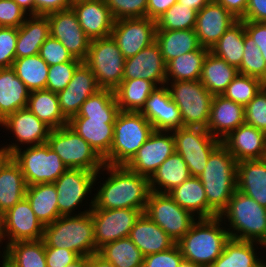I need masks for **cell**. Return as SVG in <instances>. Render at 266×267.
<instances>
[{
	"mask_svg": "<svg viewBox=\"0 0 266 267\" xmlns=\"http://www.w3.org/2000/svg\"><path fill=\"white\" fill-rule=\"evenodd\" d=\"M119 111L114 91L101 88L86 99L68 125L104 159L110 152Z\"/></svg>",
	"mask_w": 266,
	"mask_h": 267,
	"instance_id": "cell-1",
	"label": "cell"
},
{
	"mask_svg": "<svg viewBox=\"0 0 266 267\" xmlns=\"http://www.w3.org/2000/svg\"><path fill=\"white\" fill-rule=\"evenodd\" d=\"M94 186L92 208L100 209L133 208L144 212L151 192L149 178L132 172L126 166L108 164L96 173Z\"/></svg>",
	"mask_w": 266,
	"mask_h": 267,
	"instance_id": "cell-2",
	"label": "cell"
},
{
	"mask_svg": "<svg viewBox=\"0 0 266 267\" xmlns=\"http://www.w3.org/2000/svg\"><path fill=\"white\" fill-rule=\"evenodd\" d=\"M230 239L228 230L219 217L197 219L190 230L176 243L183 259L200 267H211L222 254Z\"/></svg>",
	"mask_w": 266,
	"mask_h": 267,
	"instance_id": "cell-3",
	"label": "cell"
},
{
	"mask_svg": "<svg viewBox=\"0 0 266 267\" xmlns=\"http://www.w3.org/2000/svg\"><path fill=\"white\" fill-rule=\"evenodd\" d=\"M218 217L230 238L257 242L266 247V208L251 197L236 190Z\"/></svg>",
	"mask_w": 266,
	"mask_h": 267,
	"instance_id": "cell-4",
	"label": "cell"
},
{
	"mask_svg": "<svg viewBox=\"0 0 266 267\" xmlns=\"http://www.w3.org/2000/svg\"><path fill=\"white\" fill-rule=\"evenodd\" d=\"M199 178L208 205L220 215L237 190V161L222 143L211 152Z\"/></svg>",
	"mask_w": 266,
	"mask_h": 267,
	"instance_id": "cell-5",
	"label": "cell"
},
{
	"mask_svg": "<svg viewBox=\"0 0 266 267\" xmlns=\"http://www.w3.org/2000/svg\"><path fill=\"white\" fill-rule=\"evenodd\" d=\"M42 240L45 247L65 248L79 256L88 257L98 252L90 212L60 216L53 223L45 225Z\"/></svg>",
	"mask_w": 266,
	"mask_h": 267,
	"instance_id": "cell-6",
	"label": "cell"
},
{
	"mask_svg": "<svg viewBox=\"0 0 266 267\" xmlns=\"http://www.w3.org/2000/svg\"><path fill=\"white\" fill-rule=\"evenodd\" d=\"M153 132L152 124L140 112L119 111L114 122L113 142L104 163L126 166Z\"/></svg>",
	"mask_w": 266,
	"mask_h": 267,
	"instance_id": "cell-7",
	"label": "cell"
},
{
	"mask_svg": "<svg viewBox=\"0 0 266 267\" xmlns=\"http://www.w3.org/2000/svg\"><path fill=\"white\" fill-rule=\"evenodd\" d=\"M10 156L19 165L27 186L54 183L68 169L47 143L22 147Z\"/></svg>",
	"mask_w": 266,
	"mask_h": 267,
	"instance_id": "cell-8",
	"label": "cell"
},
{
	"mask_svg": "<svg viewBox=\"0 0 266 267\" xmlns=\"http://www.w3.org/2000/svg\"><path fill=\"white\" fill-rule=\"evenodd\" d=\"M95 176L96 173L89 170L69 168L54 182L58 195V211L61 216L80 215L91 211L94 206L92 192L95 187ZM84 205L88 206V209L86 207L83 209Z\"/></svg>",
	"mask_w": 266,
	"mask_h": 267,
	"instance_id": "cell-9",
	"label": "cell"
},
{
	"mask_svg": "<svg viewBox=\"0 0 266 267\" xmlns=\"http://www.w3.org/2000/svg\"><path fill=\"white\" fill-rule=\"evenodd\" d=\"M47 144L60 156L68 169H83L97 173L105 164L91 145L68 124L51 129Z\"/></svg>",
	"mask_w": 266,
	"mask_h": 267,
	"instance_id": "cell-10",
	"label": "cell"
},
{
	"mask_svg": "<svg viewBox=\"0 0 266 267\" xmlns=\"http://www.w3.org/2000/svg\"><path fill=\"white\" fill-rule=\"evenodd\" d=\"M166 86L180 110L183 126L206 128L213 95L201 81L166 82Z\"/></svg>",
	"mask_w": 266,
	"mask_h": 267,
	"instance_id": "cell-11",
	"label": "cell"
},
{
	"mask_svg": "<svg viewBox=\"0 0 266 267\" xmlns=\"http://www.w3.org/2000/svg\"><path fill=\"white\" fill-rule=\"evenodd\" d=\"M100 88L115 90L123 81L125 58L111 36L90 41L84 61Z\"/></svg>",
	"mask_w": 266,
	"mask_h": 267,
	"instance_id": "cell-12",
	"label": "cell"
},
{
	"mask_svg": "<svg viewBox=\"0 0 266 267\" xmlns=\"http://www.w3.org/2000/svg\"><path fill=\"white\" fill-rule=\"evenodd\" d=\"M144 213L177 243L197 221L168 193L150 192Z\"/></svg>",
	"mask_w": 266,
	"mask_h": 267,
	"instance_id": "cell-13",
	"label": "cell"
},
{
	"mask_svg": "<svg viewBox=\"0 0 266 267\" xmlns=\"http://www.w3.org/2000/svg\"><path fill=\"white\" fill-rule=\"evenodd\" d=\"M175 152L182 156L193 177H199L211 152L221 143L206 128L181 127L172 131Z\"/></svg>",
	"mask_w": 266,
	"mask_h": 267,
	"instance_id": "cell-14",
	"label": "cell"
},
{
	"mask_svg": "<svg viewBox=\"0 0 266 267\" xmlns=\"http://www.w3.org/2000/svg\"><path fill=\"white\" fill-rule=\"evenodd\" d=\"M0 127H4L3 132L8 131V138H10L9 134L14 137L11 143L1 144L10 155L22 147L47 143L51 131V128L28 108L19 109L10 114L0 123Z\"/></svg>",
	"mask_w": 266,
	"mask_h": 267,
	"instance_id": "cell-15",
	"label": "cell"
},
{
	"mask_svg": "<svg viewBox=\"0 0 266 267\" xmlns=\"http://www.w3.org/2000/svg\"><path fill=\"white\" fill-rule=\"evenodd\" d=\"M90 213L94 226L96 248L99 249L106 243L128 237L130 230L144 212L133 208H92Z\"/></svg>",
	"mask_w": 266,
	"mask_h": 267,
	"instance_id": "cell-16",
	"label": "cell"
},
{
	"mask_svg": "<svg viewBox=\"0 0 266 267\" xmlns=\"http://www.w3.org/2000/svg\"><path fill=\"white\" fill-rule=\"evenodd\" d=\"M44 227L35 216L30 202L24 197L3 214V227L0 235L2 243L4 242L3 246L17 241L43 239Z\"/></svg>",
	"mask_w": 266,
	"mask_h": 267,
	"instance_id": "cell-17",
	"label": "cell"
},
{
	"mask_svg": "<svg viewBox=\"0 0 266 267\" xmlns=\"http://www.w3.org/2000/svg\"><path fill=\"white\" fill-rule=\"evenodd\" d=\"M156 30V21L148 17L126 18L115 20L110 36L126 59L153 43Z\"/></svg>",
	"mask_w": 266,
	"mask_h": 267,
	"instance_id": "cell-18",
	"label": "cell"
},
{
	"mask_svg": "<svg viewBox=\"0 0 266 267\" xmlns=\"http://www.w3.org/2000/svg\"><path fill=\"white\" fill-rule=\"evenodd\" d=\"M50 26V36L59 40L73 58L85 61L90 39L78 22L72 8L47 14Z\"/></svg>",
	"mask_w": 266,
	"mask_h": 267,
	"instance_id": "cell-19",
	"label": "cell"
},
{
	"mask_svg": "<svg viewBox=\"0 0 266 267\" xmlns=\"http://www.w3.org/2000/svg\"><path fill=\"white\" fill-rule=\"evenodd\" d=\"M174 152L175 139L172 131L154 130L126 167L132 172L150 178Z\"/></svg>",
	"mask_w": 266,
	"mask_h": 267,
	"instance_id": "cell-20",
	"label": "cell"
},
{
	"mask_svg": "<svg viewBox=\"0 0 266 267\" xmlns=\"http://www.w3.org/2000/svg\"><path fill=\"white\" fill-rule=\"evenodd\" d=\"M101 89L91 68L82 62L75 70L68 86L57 93L59 106L69 121L76 116L88 97Z\"/></svg>",
	"mask_w": 266,
	"mask_h": 267,
	"instance_id": "cell-21",
	"label": "cell"
},
{
	"mask_svg": "<svg viewBox=\"0 0 266 267\" xmlns=\"http://www.w3.org/2000/svg\"><path fill=\"white\" fill-rule=\"evenodd\" d=\"M146 79L157 87L166 85V62L156 41L125 59L123 80Z\"/></svg>",
	"mask_w": 266,
	"mask_h": 267,
	"instance_id": "cell-22",
	"label": "cell"
},
{
	"mask_svg": "<svg viewBox=\"0 0 266 267\" xmlns=\"http://www.w3.org/2000/svg\"><path fill=\"white\" fill-rule=\"evenodd\" d=\"M140 113L156 131H173L184 127L180 110L171 99L166 85L157 87L149 95Z\"/></svg>",
	"mask_w": 266,
	"mask_h": 267,
	"instance_id": "cell-23",
	"label": "cell"
},
{
	"mask_svg": "<svg viewBox=\"0 0 266 267\" xmlns=\"http://www.w3.org/2000/svg\"><path fill=\"white\" fill-rule=\"evenodd\" d=\"M237 21L238 19L226 8L216 0H211L202 10L197 12L194 30L200 45L211 49Z\"/></svg>",
	"mask_w": 266,
	"mask_h": 267,
	"instance_id": "cell-24",
	"label": "cell"
},
{
	"mask_svg": "<svg viewBox=\"0 0 266 267\" xmlns=\"http://www.w3.org/2000/svg\"><path fill=\"white\" fill-rule=\"evenodd\" d=\"M71 8L90 40L111 35L115 19L104 0H74Z\"/></svg>",
	"mask_w": 266,
	"mask_h": 267,
	"instance_id": "cell-25",
	"label": "cell"
},
{
	"mask_svg": "<svg viewBox=\"0 0 266 267\" xmlns=\"http://www.w3.org/2000/svg\"><path fill=\"white\" fill-rule=\"evenodd\" d=\"M245 124V107L223 95H214L211 102L209 121L206 129L222 141L233 130Z\"/></svg>",
	"mask_w": 266,
	"mask_h": 267,
	"instance_id": "cell-26",
	"label": "cell"
},
{
	"mask_svg": "<svg viewBox=\"0 0 266 267\" xmlns=\"http://www.w3.org/2000/svg\"><path fill=\"white\" fill-rule=\"evenodd\" d=\"M221 143L237 162L260 160L266 152V133L248 124H243L226 136Z\"/></svg>",
	"mask_w": 266,
	"mask_h": 267,
	"instance_id": "cell-27",
	"label": "cell"
},
{
	"mask_svg": "<svg viewBox=\"0 0 266 267\" xmlns=\"http://www.w3.org/2000/svg\"><path fill=\"white\" fill-rule=\"evenodd\" d=\"M128 237L138 247L144 257L168 250L176 245L175 240L145 213L136 221Z\"/></svg>",
	"mask_w": 266,
	"mask_h": 267,
	"instance_id": "cell-28",
	"label": "cell"
},
{
	"mask_svg": "<svg viewBox=\"0 0 266 267\" xmlns=\"http://www.w3.org/2000/svg\"><path fill=\"white\" fill-rule=\"evenodd\" d=\"M183 209L198 219L215 218L219 215L208 205L205 189L199 177L191 176L168 193Z\"/></svg>",
	"mask_w": 266,
	"mask_h": 267,
	"instance_id": "cell-29",
	"label": "cell"
},
{
	"mask_svg": "<svg viewBox=\"0 0 266 267\" xmlns=\"http://www.w3.org/2000/svg\"><path fill=\"white\" fill-rule=\"evenodd\" d=\"M265 251L266 247L260 243L230 238L211 267H257L265 260L262 254Z\"/></svg>",
	"mask_w": 266,
	"mask_h": 267,
	"instance_id": "cell-30",
	"label": "cell"
},
{
	"mask_svg": "<svg viewBox=\"0 0 266 267\" xmlns=\"http://www.w3.org/2000/svg\"><path fill=\"white\" fill-rule=\"evenodd\" d=\"M49 36L47 15H28L18 28L16 59L39 54L41 45Z\"/></svg>",
	"mask_w": 266,
	"mask_h": 267,
	"instance_id": "cell-31",
	"label": "cell"
},
{
	"mask_svg": "<svg viewBox=\"0 0 266 267\" xmlns=\"http://www.w3.org/2000/svg\"><path fill=\"white\" fill-rule=\"evenodd\" d=\"M29 94L12 67L0 69V123L17 110L27 108Z\"/></svg>",
	"mask_w": 266,
	"mask_h": 267,
	"instance_id": "cell-32",
	"label": "cell"
},
{
	"mask_svg": "<svg viewBox=\"0 0 266 267\" xmlns=\"http://www.w3.org/2000/svg\"><path fill=\"white\" fill-rule=\"evenodd\" d=\"M237 190L266 208V165L261 159L237 162Z\"/></svg>",
	"mask_w": 266,
	"mask_h": 267,
	"instance_id": "cell-33",
	"label": "cell"
},
{
	"mask_svg": "<svg viewBox=\"0 0 266 267\" xmlns=\"http://www.w3.org/2000/svg\"><path fill=\"white\" fill-rule=\"evenodd\" d=\"M27 184L19 165L10 156L0 167V211L4 214L26 195Z\"/></svg>",
	"mask_w": 266,
	"mask_h": 267,
	"instance_id": "cell-34",
	"label": "cell"
},
{
	"mask_svg": "<svg viewBox=\"0 0 266 267\" xmlns=\"http://www.w3.org/2000/svg\"><path fill=\"white\" fill-rule=\"evenodd\" d=\"M191 177L189 168L182 156L174 152L149 178L152 192L169 193Z\"/></svg>",
	"mask_w": 266,
	"mask_h": 267,
	"instance_id": "cell-35",
	"label": "cell"
},
{
	"mask_svg": "<svg viewBox=\"0 0 266 267\" xmlns=\"http://www.w3.org/2000/svg\"><path fill=\"white\" fill-rule=\"evenodd\" d=\"M166 64L183 54L202 49L194 29L156 30V40Z\"/></svg>",
	"mask_w": 266,
	"mask_h": 267,
	"instance_id": "cell-36",
	"label": "cell"
},
{
	"mask_svg": "<svg viewBox=\"0 0 266 267\" xmlns=\"http://www.w3.org/2000/svg\"><path fill=\"white\" fill-rule=\"evenodd\" d=\"M4 249V263L8 267H47L42 239L13 242Z\"/></svg>",
	"mask_w": 266,
	"mask_h": 267,
	"instance_id": "cell-37",
	"label": "cell"
},
{
	"mask_svg": "<svg viewBox=\"0 0 266 267\" xmlns=\"http://www.w3.org/2000/svg\"><path fill=\"white\" fill-rule=\"evenodd\" d=\"M25 197L30 202L35 216L44 226L53 223L61 216L58 211V195L54 183L27 186Z\"/></svg>",
	"mask_w": 266,
	"mask_h": 267,
	"instance_id": "cell-38",
	"label": "cell"
},
{
	"mask_svg": "<svg viewBox=\"0 0 266 267\" xmlns=\"http://www.w3.org/2000/svg\"><path fill=\"white\" fill-rule=\"evenodd\" d=\"M238 74L236 67L209 52L202 66L200 81L213 96L222 95Z\"/></svg>",
	"mask_w": 266,
	"mask_h": 267,
	"instance_id": "cell-39",
	"label": "cell"
},
{
	"mask_svg": "<svg viewBox=\"0 0 266 267\" xmlns=\"http://www.w3.org/2000/svg\"><path fill=\"white\" fill-rule=\"evenodd\" d=\"M27 108L51 129L68 124L59 106L57 93L43 89L29 94Z\"/></svg>",
	"mask_w": 266,
	"mask_h": 267,
	"instance_id": "cell-40",
	"label": "cell"
},
{
	"mask_svg": "<svg viewBox=\"0 0 266 267\" xmlns=\"http://www.w3.org/2000/svg\"><path fill=\"white\" fill-rule=\"evenodd\" d=\"M208 48L187 52L166 64V82L200 80Z\"/></svg>",
	"mask_w": 266,
	"mask_h": 267,
	"instance_id": "cell-41",
	"label": "cell"
},
{
	"mask_svg": "<svg viewBox=\"0 0 266 267\" xmlns=\"http://www.w3.org/2000/svg\"><path fill=\"white\" fill-rule=\"evenodd\" d=\"M157 86L146 79L123 80L114 90L120 111L140 112Z\"/></svg>",
	"mask_w": 266,
	"mask_h": 267,
	"instance_id": "cell-42",
	"label": "cell"
},
{
	"mask_svg": "<svg viewBox=\"0 0 266 267\" xmlns=\"http://www.w3.org/2000/svg\"><path fill=\"white\" fill-rule=\"evenodd\" d=\"M244 33V21L238 20L216 42L210 52L238 69L243 60Z\"/></svg>",
	"mask_w": 266,
	"mask_h": 267,
	"instance_id": "cell-43",
	"label": "cell"
},
{
	"mask_svg": "<svg viewBox=\"0 0 266 267\" xmlns=\"http://www.w3.org/2000/svg\"><path fill=\"white\" fill-rule=\"evenodd\" d=\"M115 267H142L144 256L129 238L106 243L97 252Z\"/></svg>",
	"mask_w": 266,
	"mask_h": 267,
	"instance_id": "cell-44",
	"label": "cell"
},
{
	"mask_svg": "<svg viewBox=\"0 0 266 267\" xmlns=\"http://www.w3.org/2000/svg\"><path fill=\"white\" fill-rule=\"evenodd\" d=\"M12 69L30 92L46 89L49 65L39 54L15 59Z\"/></svg>",
	"mask_w": 266,
	"mask_h": 267,
	"instance_id": "cell-45",
	"label": "cell"
},
{
	"mask_svg": "<svg viewBox=\"0 0 266 267\" xmlns=\"http://www.w3.org/2000/svg\"><path fill=\"white\" fill-rule=\"evenodd\" d=\"M264 86L265 83L262 80L239 73L222 95L245 107Z\"/></svg>",
	"mask_w": 266,
	"mask_h": 267,
	"instance_id": "cell-46",
	"label": "cell"
},
{
	"mask_svg": "<svg viewBox=\"0 0 266 267\" xmlns=\"http://www.w3.org/2000/svg\"><path fill=\"white\" fill-rule=\"evenodd\" d=\"M197 12L184 5L175 3L156 20L157 30L194 29Z\"/></svg>",
	"mask_w": 266,
	"mask_h": 267,
	"instance_id": "cell-47",
	"label": "cell"
},
{
	"mask_svg": "<svg viewBox=\"0 0 266 267\" xmlns=\"http://www.w3.org/2000/svg\"><path fill=\"white\" fill-rule=\"evenodd\" d=\"M238 72L256 77L266 84V62L256 43L244 33V54Z\"/></svg>",
	"mask_w": 266,
	"mask_h": 267,
	"instance_id": "cell-48",
	"label": "cell"
},
{
	"mask_svg": "<svg viewBox=\"0 0 266 267\" xmlns=\"http://www.w3.org/2000/svg\"><path fill=\"white\" fill-rule=\"evenodd\" d=\"M115 20L147 17L148 0H104Z\"/></svg>",
	"mask_w": 266,
	"mask_h": 267,
	"instance_id": "cell-49",
	"label": "cell"
},
{
	"mask_svg": "<svg viewBox=\"0 0 266 267\" xmlns=\"http://www.w3.org/2000/svg\"><path fill=\"white\" fill-rule=\"evenodd\" d=\"M82 62H63L49 66L46 90L58 93L64 90L71 81L76 68Z\"/></svg>",
	"mask_w": 266,
	"mask_h": 267,
	"instance_id": "cell-50",
	"label": "cell"
},
{
	"mask_svg": "<svg viewBox=\"0 0 266 267\" xmlns=\"http://www.w3.org/2000/svg\"><path fill=\"white\" fill-rule=\"evenodd\" d=\"M245 124L266 133V84L245 106Z\"/></svg>",
	"mask_w": 266,
	"mask_h": 267,
	"instance_id": "cell-51",
	"label": "cell"
},
{
	"mask_svg": "<svg viewBox=\"0 0 266 267\" xmlns=\"http://www.w3.org/2000/svg\"><path fill=\"white\" fill-rule=\"evenodd\" d=\"M39 55L49 66L63 62H82L73 58L62 43L52 36H49L41 45Z\"/></svg>",
	"mask_w": 266,
	"mask_h": 267,
	"instance_id": "cell-52",
	"label": "cell"
},
{
	"mask_svg": "<svg viewBox=\"0 0 266 267\" xmlns=\"http://www.w3.org/2000/svg\"><path fill=\"white\" fill-rule=\"evenodd\" d=\"M18 28L0 27V69L10 68L16 59Z\"/></svg>",
	"mask_w": 266,
	"mask_h": 267,
	"instance_id": "cell-53",
	"label": "cell"
},
{
	"mask_svg": "<svg viewBox=\"0 0 266 267\" xmlns=\"http://www.w3.org/2000/svg\"><path fill=\"white\" fill-rule=\"evenodd\" d=\"M183 256L179 246L144 257L142 267H179Z\"/></svg>",
	"mask_w": 266,
	"mask_h": 267,
	"instance_id": "cell-54",
	"label": "cell"
},
{
	"mask_svg": "<svg viewBox=\"0 0 266 267\" xmlns=\"http://www.w3.org/2000/svg\"><path fill=\"white\" fill-rule=\"evenodd\" d=\"M27 16L14 0H0V27L19 28Z\"/></svg>",
	"mask_w": 266,
	"mask_h": 267,
	"instance_id": "cell-55",
	"label": "cell"
},
{
	"mask_svg": "<svg viewBox=\"0 0 266 267\" xmlns=\"http://www.w3.org/2000/svg\"><path fill=\"white\" fill-rule=\"evenodd\" d=\"M47 267H66L80 256L65 248L45 247Z\"/></svg>",
	"mask_w": 266,
	"mask_h": 267,
	"instance_id": "cell-56",
	"label": "cell"
},
{
	"mask_svg": "<svg viewBox=\"0 0 266 267\" xmlns=\"http://www.w3.org/2000/svg\"><path fill=\"white\" fill-rule=\"evenodd\" d=\"M245 33L254 40L266 62V23L244 21Z\"/></svg>",
	"mask_w": 266,
	"mask_h": 267,
	"instance_id": "cell-57",
	"label": "cell"
},
{
	"mask_svg": "<svg viewBox=\"0 0 266 267\" xmlns=\"http://www.w3.org/2000/svg\"><path fill=\"white\" fill-rule=\"evenodd\" d=\"M74 0H34L35 15H47L52 12L67 10Z\"/></svg>",
	"mask_w": 266,
	"mask_h": 267,
	"instance_id": "cell-58",
	"label": "cell"
},
{
	"mask_svg": "<svg viewBox=\"0 0 266 267\" xmlns=\"http://www.w3.org/2000/svg\"><path fill=\"white\" fill-rule=\"evenodd\" d=\"M241 20L266 23V0H248L245 16Z\"/></svg>",
	"mask_w": 266,
	"mask_h": 267,
	"instance_id": "cell-59",
	"label": "cell"
},
{
	"mask_svg": "<svg viewBox=\"0 0 266 267\" xmlns=\"http://www.w3.org/2000/svg\"><path fill=\"white\" fill-rule=\"evenodd\" d=\"M178 0H148L147 17L156 21Z\"/></svg>",
	"mask_w": 266,
	"mask_h": 267,
	"instance_id": "cell-60",
	"label": "cell"
},
{
	"mask_svg": "<svg viewBox=\"0 0 266 267\" xmlns=\"http://www.w3.org/2000/svg\"><path fill=\"white\" fill-rule=\"evenodd\" d=\"M226 8L236 19L241 20L245 16L248 0H216Z\"/></svg>",
	"mask_w": 266,
	"mask_h": 267,
	"instance_id": "cell-61",
	"label": "cell"
},
{
	"mask_svg": "<svg viewBox=\"0 0 266 267\" xmlns=\"http://www.w3.org/2000/svg\"><path fill=\"white\" fill-rule=\"evenodd\" d=\"M88 267H115L98 253L88 256Z\"/></svg>",
	"mask_w": 266,
	"mask_h": 267,
	"instance_id": "cell-62",
	"label": "cell"
},
{
	"mask_svg": "<svg viewBox=\"0 0 266 267\" xmlns=\"http://www.w3.org/2000/svg\"><path fill=\"white\" fill-rule=\"evenodd\" d=\"M211 0H178L177 3L189 7L196 12L202 10Z\"/></svg>",
	"mask_w": 266,
	"mask_h": 267,
	"instance_id": "cell-63",
	"label": "cell"
},
{
	"mask_svg": "<svg viewBox=\"0 0 266 267\" xmlns=\"http://www.w3.org/2000/svg\"><path fill=\"white\" fill-rule=\"evenodd\" d=\"M21 9L28 15H35L34 0H14Z\"/></svg>",
	"mask_w": 266,
	"mask_h": 267,
	"instance_id": "cell-64",
	"label": "cell"
},
{
	"mask_svg": "<svg viewBox=\"0 0 266 267\" xmlns=\"http://www.w3.org/2000/svg\"><path fill=\"white\" fill-rule=\"evenodd\" d=\"M66 267H88V257L80 256L76 261L68 264Z\"/></svg>",
	"mask_w": 266,
	"mask_h": 267,
	"instance_id": "cell-65",
	"label": "cell"
},
{
	"mask_svg": "<svg viewBox=\"0 0 266 267\" xmlns=\"http://www.w3.org/2000/svg\"><path fill=\"white\" fill-rule=\"evenodd\" d=\"M10 157L7 150L0 144V167Z\"/></svg>",
	"mask_w": 266,
	"mask_h": 267,
	"instance_id": "cell-66",
	"label": "cell"
},
{
	"mask_svg": "<svg viewBox=\"0 0 266 267\" xmlns=\"http://www.w3.org/2000/svg\"><path fill=\"white\" fill-rule=\"evenodd\" d=\"M179 267H200V266L195 265L194 263L183 259Z\"/></svg>",
	"mask_w": 266,
	"mask_h": 267,
	"instance_id": "cell-67",
	"label": "cell"
},
{
	"mask_svg": "<svg viewBox=\"0 0 266 267\" xmlns=\"http://www.w3.org/2000/svg\"><path fill=\"white\" fill-rule=\"evenodd\" d=\"M3 243H2V239H1V236H0V258L4 259V255H5V249H4V246H2ZM3 247V248H2ZM2 248V249H1ZM2 250V251H1Z\"/></svg>",
	"mask_w": 266,
	"mask_h": 267,
	"instance_id": "cell-68",
	"label": "cell"
},
{
	"mask_svg": "<svg viewBox=\"0 0 266 267\" xmlns=\"http://www.w3.org/2000/svg\"><path fill=\"white\" fill-rule=\"evenodd\" d=\"M2 227H3V213L0 211V235L2 233Z\"/></svg>",
	"mask_w": 266,
	"mask_h": 267,
	"instance_id": "cell-69",
	"label": "cell"
},
{
	"mask_svg": "<svg viewBox=\"0 0 266 267\" xmlns=\"http://www.w3.org/2000/svg\"><path fill=\"white\" fill-rule=\"evenodd\" d=\"M261 160L266 165V152L262 155Z\"/></svg>",
	"mask_w": 266,
	"mask_h": 267,
	"instance_id": "cell-70",
	"label": "cell"
},
{
	"mask_svg": "<svg viewBox=\"0 0 266 267\" xmlns=\"http://www.w3.org/2000/svg\"><path fill=\"white\" fill-rule=\"evenodd\" d=\"M0 267H8L5 263H4V259H0Z\"/></svg>",
	"mask_w": 266,
	"mask_h": 267,
	"instance_id": "cell-71",
	"label": "cell"
},
{
	"mask_svg": "<svg viewBox=\"0 0 266 267\" xmlns=\"http://www.w3.org/2000/svg\"><path fill=\"white\" fill-rule=\"evenodd\" d=\"M257 267H266V260L261 262Z\"/></svg>",
	"mask_w": 266,
	"mask_h": 267,
	"instance_id": "cell-72",
	"label": "cell"
}]
</instances>
